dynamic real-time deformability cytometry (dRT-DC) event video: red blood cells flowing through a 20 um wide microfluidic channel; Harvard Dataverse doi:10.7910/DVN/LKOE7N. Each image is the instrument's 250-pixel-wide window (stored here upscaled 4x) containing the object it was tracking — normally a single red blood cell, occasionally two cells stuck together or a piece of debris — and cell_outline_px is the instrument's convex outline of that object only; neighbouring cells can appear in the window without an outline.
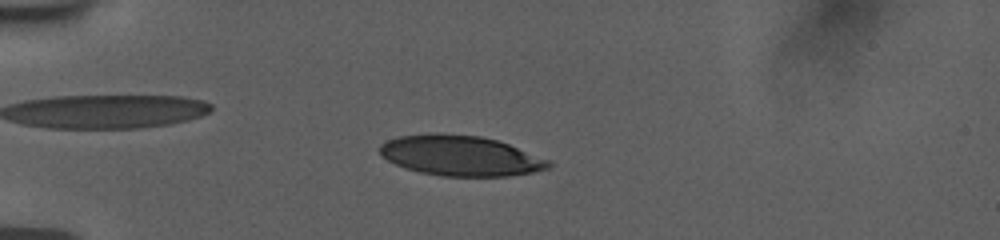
{"species": "human", "species_latin": "Homo sapiens", "temperature_condition": "room temperature", "stored_images_in_passage": 19, "camera_frame_rate_fps": 3000, "um_per_image_px": 0.085, "donor": {"sex": "female"}, "frame": {"image": 1, "passage_image": 12, "time_ms": 4.667, "image_size_px": [1000, 240], "cell_outline_px": [[552, 164], [548, 168], [532, 172], [508, 176], [440, 176], [420, 172], [396, 164], [380, 156], [380, 144], [388, 140], [400, 136], [480, 136], [496, 140], [508, 144], [548, 160]], "centroid_in_image_um": [39.15, 13.28], "position_along_channel_um": 45.8, "area_um2": 38.21}}
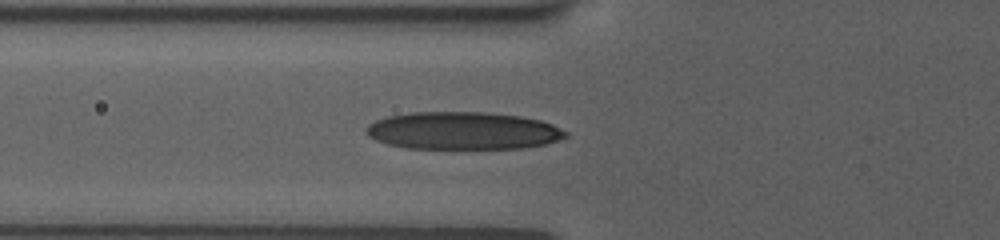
{"frame": {"image": 2, "passage_image": 16, "time_ms": 6.667, "image_size_px": [1000, 240], "cell_outline_px": [[568, 136], [544, 144], [524, 148], [408, 148], [388, 144], [376, 140], [368, 136], [364, 132], [364, 128], [368, 124], [376, 120], [388, 116], [408, 112], [488, 112], [520, 116], [540, 120], [552, 124], [568, 132]], "centroid_in_image_um": [39.32, 11.1], "position_along_channel_um": 86.5, "area_um2": 43.75}}
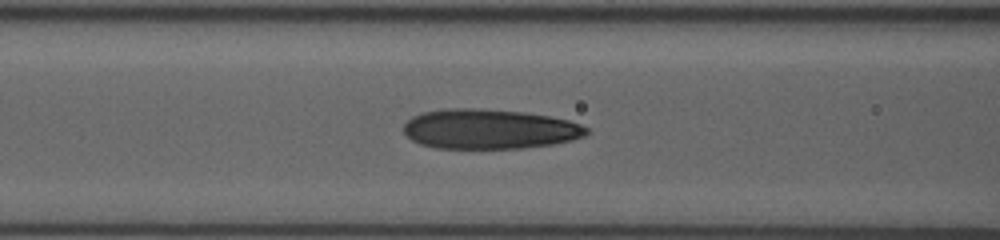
{"frame": {"image": 3, "passage_image": 19, "time_ms": 7.667, "image_size_px": [1000, 240], "cell_outline_px": [[588, 132], [584, 136], [572, 140], [552, 144], [524, 148], [436, 148], [420, 144], [412, 140], [404, 132], [404, 124], [412, 116], [420, 112], [444, 108], [476, 108], [524, 112], [552, 116], [568, 120], [580, 124], [588, 128]], "centroid_in_image_um": [41.58, 10.96], "position_along_channel_um": 125.0, "area_um2": 42.66}}